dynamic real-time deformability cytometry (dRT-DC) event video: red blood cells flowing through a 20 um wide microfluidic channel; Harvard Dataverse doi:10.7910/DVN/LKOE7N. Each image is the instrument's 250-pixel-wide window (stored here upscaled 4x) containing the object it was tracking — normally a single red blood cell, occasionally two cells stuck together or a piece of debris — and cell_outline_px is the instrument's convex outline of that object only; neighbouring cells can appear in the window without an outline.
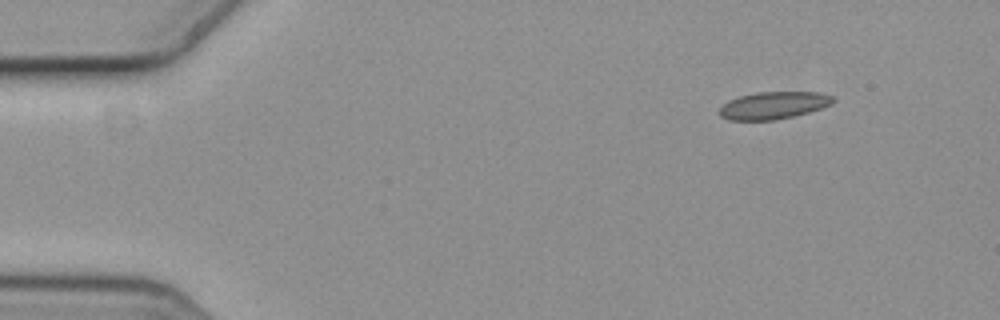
{"species": "common noctule bat (a hibernating species)", "species_latin": "Nyctalus noctula", "temperature_condition": "cold", "stored_images_in_passage": 4, "camera_frame_rate_fps": 3000, "um_per_image_px": 0.085, "animal": {"sex": "female", "body_mass_g": 19.3, "forearm_length_mm": 54.1}, "frame": {"image": 1, "passage_image": 1, "time_ms": 0.0, "image_size_px": [1000, 320], "cell_outline_px": [[836, 100], [832, 104], [808, 112], [776, 120], [728, 120], [720, 116], [720, 108], [728, 100], [740, 96], [756, 92], [816, 92], [832, 96]], "centroid_in_image_um": [65.74, 8.95], "position_along_channel_um": 19.3, "area_um2": 17.98}}
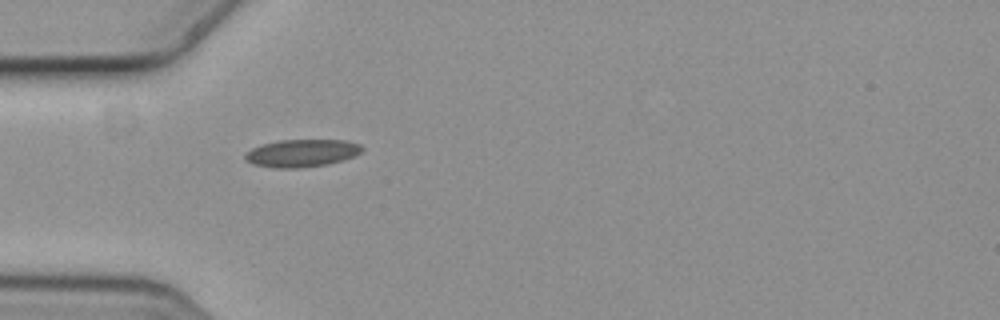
{"frame": {"image": 2, "passage_image": 4, "time_ms": 1.0, "image_size_px": [1000, 320], "cell_outline_px": [[364, 148], [356, 156], [344, 160], [328, 164], [300, 168], [276, 168], [252, 164], [244, 160], [244, 156], [252, 148], [260, 144], [280, 140], [348, 140], [360, 144]], "centroid_in_image_um": [25.67, 13.01], "position_along_channel_um": 59.3, "area_um2": 19.02}}